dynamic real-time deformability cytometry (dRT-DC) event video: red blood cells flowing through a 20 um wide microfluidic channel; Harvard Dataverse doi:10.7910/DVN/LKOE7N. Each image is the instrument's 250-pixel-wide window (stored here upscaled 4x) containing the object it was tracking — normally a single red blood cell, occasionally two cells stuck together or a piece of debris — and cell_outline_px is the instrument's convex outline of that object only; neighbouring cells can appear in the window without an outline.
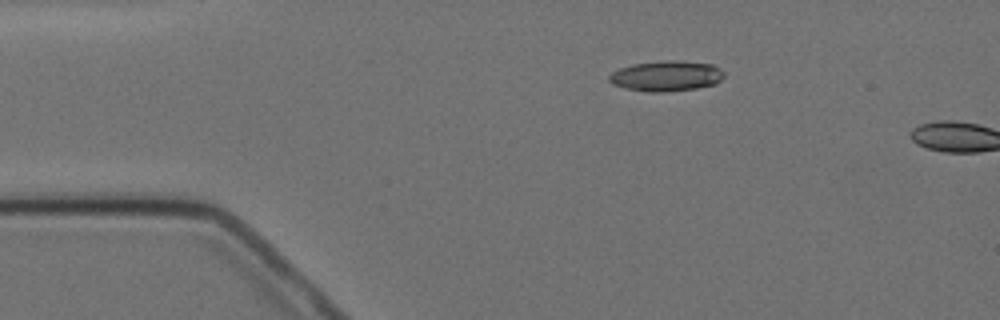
{"species": "Egyptian fruit bat (a non-hibernating species)", "species_latin": "Rousettus aegyptiacus", "temperature_condition": "cold", "stored_images_in_passage": 4, "camera_frame_rate_fps": 3000, "um_per_image_px": 0.085, "animal": {"sex": "female"}, "frame": {"image": 1, "passage_image": 3, "time_ms": 2.333, "image_size_px": [1000, 320], "cell_outline_px": [[724, 76], [716, 84], [696, 88], [664, 92], [648, 92], [624, 88], [612, 84], [608, 80], [608, 76], [612, 72], [620, 68], [632, 64], [664, 60], [680, 60], [712, 64], [720, 68], [724, 72]], "centroid_in_image_um": [56.63, 6.45], "position_along_channel_um": 28.4, "area_um2": 20.58}}